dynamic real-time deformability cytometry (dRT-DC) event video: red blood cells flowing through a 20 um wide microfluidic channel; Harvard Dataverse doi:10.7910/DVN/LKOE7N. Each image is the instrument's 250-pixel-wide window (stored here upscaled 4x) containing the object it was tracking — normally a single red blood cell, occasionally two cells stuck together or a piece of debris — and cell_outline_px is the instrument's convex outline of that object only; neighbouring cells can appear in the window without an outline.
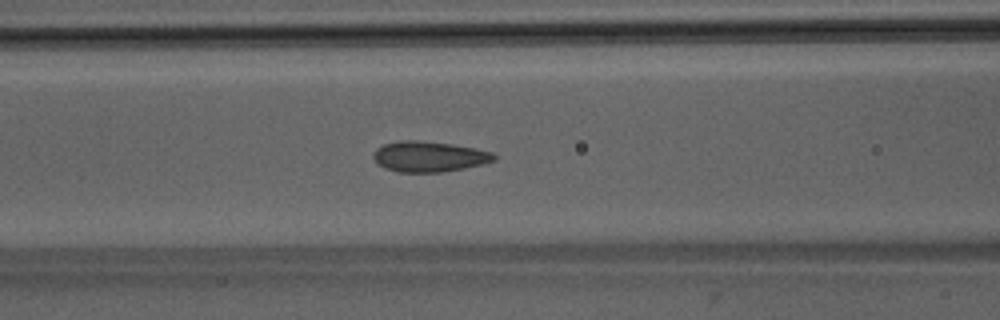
{"species": "Egyptian fruit bat (a non-hibernating species)", "species_latin": "Rousettus aegyptiacus", "temperature_condition": "room temperature", "stored_images_in_passage": 51, "camera_frame_rate_fps": 3000, "um_per_image_px": 0.085, "animal": {"sex": "male"}, "frame": {"image": 1, "passage_image": 21, "time_ms": 6.667, "image_size_px": [1000, 320], "cell_outline_px": [[496, 160], [484, 164], [464, 168], [440, 172], [396, 172], [384, 168], [376, 164], [372, 156], [376, 148], [384, 144], [400, 140], [416, 140], [452, 144], [476, 148], [492, 152], [496, 156]], "centroid_in_image_um": [36.45, 13.31], "position_along_channel_um": 130.2, "area_um2": 21.68}}
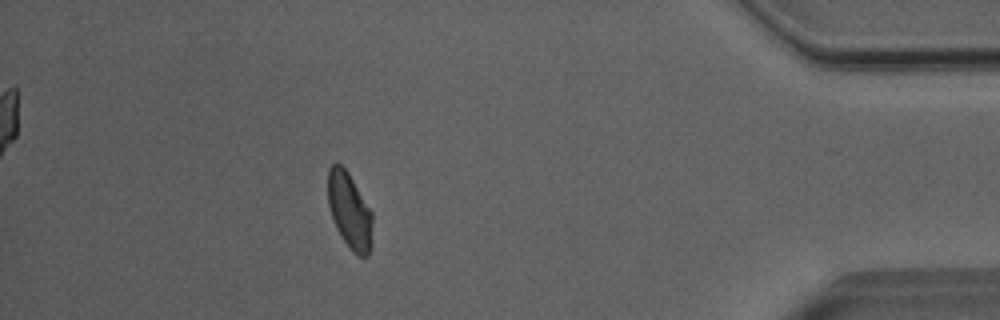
{"frame": {"image": 2, "passage_image": 45, "time_ms": 14.667, "image_size_px": [1000, 320], "cell_outline_px": [[372, 248], [368, 256], [356, 256], [352, 252], [336, 228], [328, 204], [328, 168], [332, 164], [340, 164], [348, 172], [372, 212]], "centroid_in_image_um": [29.73, 17.95], "position_along_channel_um": 405.5, "area_um2": 19.77}, "authors_computed_cell_mechanics": {"area_um2": 20.9236, "velocity_mm_per_s": 4.0314, "shape_relaxation_time_tau1_ms": 4.5767, "shape_relaxation_time_tau2_ms": 0.926, "deformation_change_tau1": 0.1101, "deformation_change_tau2": 0.0658}}